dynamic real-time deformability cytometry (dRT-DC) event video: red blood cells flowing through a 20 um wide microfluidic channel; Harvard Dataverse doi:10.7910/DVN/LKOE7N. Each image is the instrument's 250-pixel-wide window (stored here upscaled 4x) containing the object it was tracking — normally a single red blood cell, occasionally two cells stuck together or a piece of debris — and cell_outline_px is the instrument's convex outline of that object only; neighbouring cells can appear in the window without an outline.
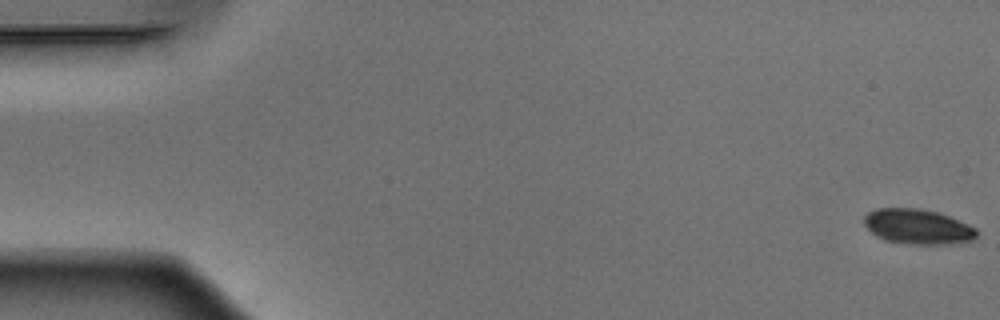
{"species": "Egyptian fruit bat (a non-hibernating species)", "species_latin": "Rousettus aegyptiacus", "temperature_condition": "warm", "stored_images_in_passage": 16, "camera_frame_rate_fps": 3000, "um_per_image_px": 0.085, "animal": {"sex": "male"}, "frame": {"image": 1, "passage_image": 1, "time_ms": 0.0, "image_size_px": [1000, 320], "cell_outline_px": [[976, 236], [972, 240], [948, 244], [908, 244], [888, 240], [872, 232], [864, 224], [864, 216], [868, 212], [876, 208], [920, 208], [936, 212], [948, 216], [968, 224], [976, 228]], "centroid_in_image_um": [78.01, 19.25], "position_along_channel_um": 7.0, "area_um2": 22.66}}